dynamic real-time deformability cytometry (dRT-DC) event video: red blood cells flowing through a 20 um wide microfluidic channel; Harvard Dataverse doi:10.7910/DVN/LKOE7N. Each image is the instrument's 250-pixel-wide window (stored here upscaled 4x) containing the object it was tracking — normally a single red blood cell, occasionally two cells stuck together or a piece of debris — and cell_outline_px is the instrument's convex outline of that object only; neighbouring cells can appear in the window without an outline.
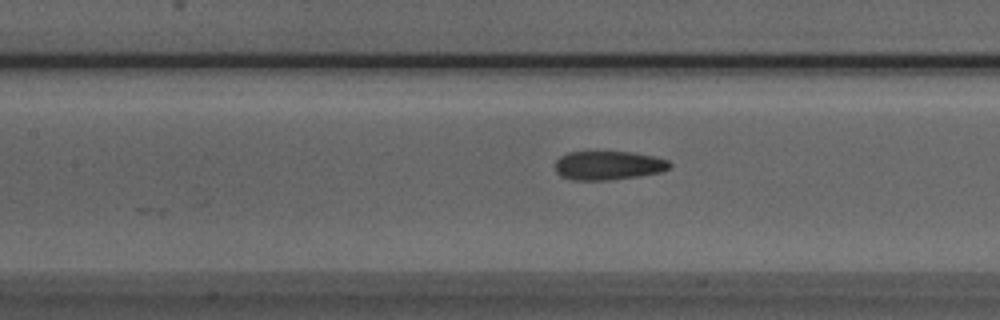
{"species": "Egyptian fruit bat (a non-hibernating species)", "species_latin": "Rousettus aegyptiacus", "temperature_condition": "room temperature", "stored_images_in_passage": 53, "camera_frame_rate_fps": 3000, "um_per_image_px": 0.085, "animal": {"sex": "male"}, "frame": {"image": 1, "passage_image": 23, "time_ms": 7.333, "image_size_px": [1000, 320], "cell_outline_px": [[672, 168], [660, 172], [640, 176], [608, 180], [572, 180], [560, 176], [556, 172], [556, 160], [560, 156], [568, 152], [632, 152], [652, 156], [668, 160], [672, 164]], "centroid_in_image_um": [51.71, 14.07], "position_along_channel_um": 155.7, "area_um2": 19.36}}
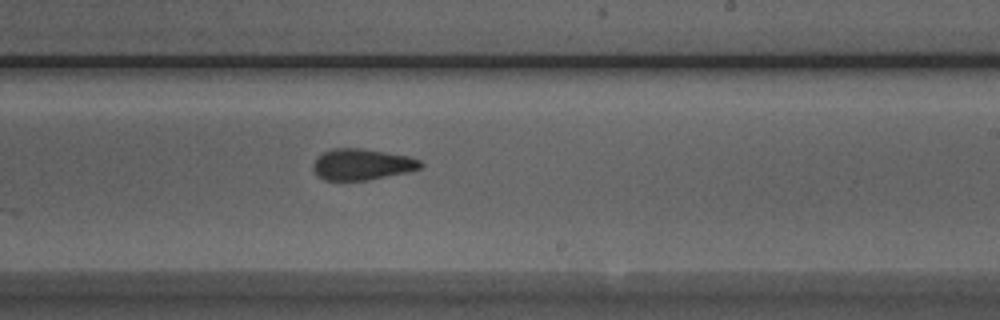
{"frame": {"image": 2, "passage_image": 31, "time_ms": 10.0, "image_size_px": [1000, 320], "cell_outline_px": [[424, 164], [420, 168], [408, 172], [368, 180], [324, 180], [316, 176], [312, 168], [312, 164], [324, 152], [332, 148], [360, 148], [408, 156], [420, 160]], "centroid_in_image_um": [30.75, 13.98], "position_along_channel_um": 258.2, "area_um2": 19.48}}
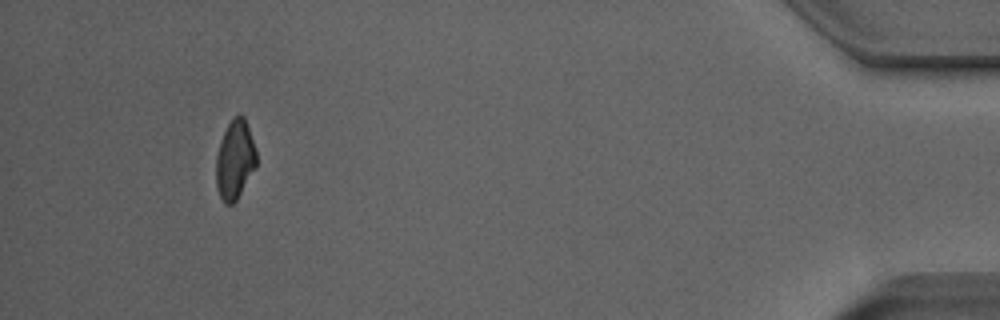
{"frame": {"image": 3, "passage_image": 49, "time_ms": 16.0, "image_size_px": [1000, 320], "cell_outline_px": [[256, 164], [236, 200], [232, 204], [224, 204], [216, 188], [216, 156], [220, 140], [228, 124], [236, 116], [244, 116], [256, 152]], "centroid_in_image_um": [19.93, 13.6], "position_along_channel_um": 415.3, "area_um2": 18.09}, "authors_computed_cell_mechanics": {"area_um2": 19.941, "velocity_mm_per_s": 3.8564, "shape_relaxation_time_tau1_ms": null, "shape_relaxation_time_tau2_ms": 2.2704, "deformation_change_tau1": null, "deformation_change_tau2": 0.0879}}